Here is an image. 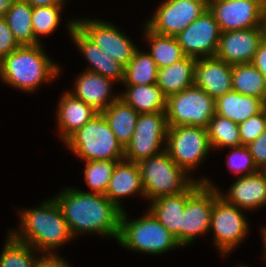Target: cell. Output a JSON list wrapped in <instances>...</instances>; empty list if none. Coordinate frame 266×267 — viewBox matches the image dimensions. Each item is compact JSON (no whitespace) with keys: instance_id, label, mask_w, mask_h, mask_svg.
I'll return each mask as SVG.
<instances>
[{"instance_id":"cell-1","label":"cell","mask_w":266,"mask_h":267,"mask_svg":"<svg viewBox=\"0 0 266 267\" xmlns=\"http://www.w3.org/2000/svg\"><path fill=\"white\" fill-rule=\"evenodd\" d=\"M54 198L74 238L80 234L95 233L117 241L122 211L105 195L67 186Z\"/></svg>"},{"instance_id":"cell-2","label":"cell","mask_w":266,"mask_h":267,"mask_svg":"<svg viewBox=\"0 0 266 267\" xmlns=\"http://www.w3.org/2000/svg\"><path fill=\"white\" fill-rule=\"evenodd\" d=\"M37 206L18 211L21 224L17 230L10 229L9 233L16 240L33 247L40 255H56L57 248L75 238L54 197Z\"/></svg>"},{"instance_id":"cell-3","label":"cell","mask_w":266,"mask_h":267,"mask_svg":"<svg viewBox=\"0 0 266 267\" xmlns=\"http://www.w3.org/2000/svg\"><path fill=\"white\" fill-rule=\"evenodd\" d=\"M42 43L22 45L0 60V80L25 93L59 77L60 65L47 56Z\"/></svg>"},{"instance_id":"cell-4","label":"cell","mask_w":266,"mask_h":267,"mask_svg":"<svg viewBox=\"0 0 266 267\" xmlns=\"http://www.w3.org/2000/svg\"><path fill=\"white\" fill-rule=\"evenodd\" d=\"M146 214V215H145ZM142 217L128 219L126 211L120 216L117 243L136 253L160 255L181 247L175 236L169 232L149 209Z\"/></svg>"},{"instance_id":"cell-5","label":"cell","mask_w":266,"mask_h":267,"mask_svg":"<svg viewBox=\"0 0 266 267\" xmlns=\"http://www.w3.org/2000/svg\"><path fill=\"white\" fill-rule=\"evenodd\" d=\"M64 144L84 161L124 159V148L102 113H98L73 133Z\"/></svg>"},{"instance_id":"cell-6","label":"cell","mask_w":266,"mask_h":267,"mask_svg":"<svg viewBox=\"0 0 266 267\" xmlns=\"http://www.w3.org/2000/svg\"><path fill=\"white\" fill-rule=\"evenodd\" d=\"M142 186L149 202L186 191L196 179L180 168L166 150L138 162Z\"/></svg>"},{"instance_id":"cell-7","label":"cell","mask_w":266,"mask_h":267,"mask_svg":"<svg viewBox=\"0 0 266 267\" xmlns=\"http://www.w3.org/2000/svg\"><path fill=\"white\" fill-rule=\"evenodd\" d=\"M197 181H201L213 188V211L210 232L213 231V245L224 257L228 253L230 254L237 245H240L248 235V231H250L248 218L244 214L245 209L227 203L220 197L218 187L212 183V180L202 177L201 179L197 178Z\"/></svg>"},{"instance_id":"cell-8","label":"cell","mask_w":266,"mask_h":267,"mask_svg":"<svg viewBox=\"0 0 266 267\" xmlns=\"http://www.w3.org/2000/svg\"><path fill=\"white\" fill-rule=\"evenodd\" d=\"M168 127L195 126L206 128L216 114L215 99L195 85L166 98Z\"/></svg>"},{"instance_id":"cell-9","label":"cell","mask_w":266,"mask_h":267,"mask_svg":"<svg viewBox=\"0 0 266 267\" xmlns=\"http://www.w3.org/2000/svg\"><path fill=\"white\" fill-rule=\"evenodd\" d=\"M211 149L206 128L168 127L165 150L171 159L189 175L207 158Z\"/></svg>"},{"instance_id":"cell-10","label":"cell","mask_w":266,"mask_h":267,"mask_svg":"<svg viewBox=\"0 0 266 267\" xmlns=\"http://www.w3.org/2000/svg\"><path fill=\"white\" fill-rule=\"evenodd\" d=\"M167 130L165 112L139 114L133 137L124 148V159L138 163L161 153L166 147Z\"/></svg>"},{"instance_id":"cell-11","label":"cell","mask_w":266,"mask_h":267,"mask_svg":"<svg viewBox=\"0 0 266 267\" xmlns=\"http://www.w3.org/2000/svg\"><path fill=\"white\" fill-rule=\"evenodd\" d=\"M207 9L206 0H163L143 24L155 33L176 36Z\"/></svg>"},{"instance_id":"cell-12","label":"cell","mask_w":266,"mask_h":267,"mask_svg":"<svg viewBox=\"0 0 266 267\" xmlns=\"http://www.w3.org/2000/svg\"><path fill=\"white\" fill-rule=\"evenodd\" d=\"M208 9L221 32L266 27V5L260 0H221Z\"/></svg>"},{"instance_id":"cell-13","label":"cell","mask_w":266,"mask_h":267,"mask_svg":"<svg viewBox=\"0 0 266 267\" xmlns=\"http://www.w3.org/2000/svg\"><path fill=\"white\" fill-rule=\"evenodd\" d=\"M75 25L97 46L107 51L124 67L133 58L138 49L136 44L118 27L110 22L99 19H75Z\"/></svg>"},{"instance_id":"cell-14","label":"cell","mask_w":266,"mask_h":267,"mask_svg":"<svg viewBox=\"0 0 266 267\" xmlns=\"http://www.w3.org/2000/svg\"><path fill=\"white\" fill-rule=\"evenodd\" d=\"M213 211V188L203 183L187 200L181 215L179 244L181 247L193 244L198 236L210 231Z\"/></svg>"},{"instance_id":"cell-15","label":"cell","mask_w":266,"mask_h":267,"mask_svg":"<svg viewBox=\"0 0 266 267\" xmlns=\"http://www.w3.org/2000/svg\"><path fill=\"white\" fill-rule=\"evenodd\" d=\"M220 35L218 23L207 9L175 38L186 56L198 59L216 56Z\"/></svg>"},{"instance_id":"cell-16","label":"cell","mask_w":266,"mask_h":267,"mask_svg":"<svg viewBox=\"0 0 266 267\" xmlns=\"http://www.w3.org/2000/svg\"><path fill=\"white\" fill-rule=\"evenodd\" d=\"M265 36L266 27L221 32L215 57L231 65L251 63Z\"/></svg>"},{"instance_id":"cell-17","label":"cell","mask_w":266,"mask_h":267,"mask_svg":"<svg viewBox=\"0 0 266 267\" xmlns=\"http://www.w3.org/2000/svg\"><path fill=\"white\" fill-rule=\"evenodd\" d=\"M66 27L73 43L88 61L87 71L98 73L118 83L123 82L125 67L90 40L75 25V18L69 20Z\"/></svg>"},{"instance_id":"cell-18","label":"cell","mask_w":266,"mask_h":267,"mask_svg":"<svg viewBox=\"0 0 266 267\" xmlns=\"http://www.w3.org/2000/svg\"><path fill=\"white\" fill-rule=\"evenodd\" d=\"M228 190L225 194L218 189L219 196L227 203L245 209L246 212L266 206V176L264 170L238 177Z\"/></svg>"},{"instance_id":"cell-19","label":"cell","mask_w":266,"mask_h":267,"mask_svg":"<svg viewBox=\"0 0 266 267\" xmlns=\"http://www.w3.org/2000/svg\"><path fill=\"white\" fill-rule=\"evenodd\" d=\"M76 77L75 88L69 92L99 113L120 98V94H113L112 86L116 83L110 78L87 70Z\"/></svg>"},{"instance_id":"cell-20","label":"cell","mask_w":266,"mask_h":267,"mask_svg":"<svg viewBox=\"0 0 266 267\" xmlns=\"http://www.w3.org/2000/svg\"><path fill=\"white\" fill-rule=\"evenodd\" d=\"M194 85L216 100L232 91V65L216 57L198 58Z\"/></svg>"},{"instance_id":"cell-21","label":"cell","mask_w":266,"mask_h":267,"mask_svg":"<svg viewBox=\"0 0 266 267\" xmlns=\"http://www.w3.org/2000/svg\"><path fill=\"white\" fill-rule=\"evenodd\" d=\"M136 194H140L144 200L146 199L138 163L126 159L118 161L105 191V196L123 212L125 209L122 206V198Z\"/></svg>"},{"instance_id":"cell-22","label":"cell","mask_w":266,"mask_h":267,"mask_svg":"<svg viewBox=\"0 0 266 267\" xmlns=\"http://www.w3.org/2000/svg\"><path fill=\"white\" fill-rule=\"evenodd\" d=\"M63 93L57 104L56 120L59 129L58 137L64 143L73 133L82 128L99 112L84 101L76 98L69 91Z\"/></svg>"},{"instance_id":"cell-23","label":"cell","mask_w":266,"mask_h":267,"mask_svg":"<svg viewBox=\"0 0 266 267\" xmlns=\"http://www.w3.org/2000/svg\"><path fill=\"white\" fill-rule=\"evenodd\" d=\"M203 184L195 181L186 191L159 197L150 203L148 209L157 220L171 232L179 242V227H181V215L183 214L188 198Z\"/></svg>"},{"instance_id":"cell-24","label":"cell","mask_w":266,"mask_h":267,"mask_svg":"<svg viewBox=\"0 0 266 267\" xmlns=\"http://www.w3.org/2000/svg\"><path fill=\"white\" fill-rule=\"evenodd\" d=\"M197 59L185 56L179 61L158 69L156 85L167 98L194 85L195 65Z\"/></svg>"},{"instance_id":"cell-25","label":"cell","mask_w":266,"mask_h":267,"mask_svg":"<svg viewBox=\"0 0 266 267\" xmlns=\"http://www.w3.org/2000/svg\"><path fill=\"white\" fill-rule=\"evenodd\" d=\"M215 103L216 114L238 124L260 113L266 107L262 99L242 95L233 90L218 97Z\"/></svg>"},{"instance_id":"cell-26","label":"cell","mask_w":266,"mask_h":267,"mask_svg":"<svg viewBox=\"0 0 266 267\" xmlns=\"http://www.w3.org/2000/svg\"><path fill=\"white\" fill-rule=\"evenodd\" d=\"M120 99L130 105L139 114L165 112L166 97L156 84L125 85Z\"/></svg>"},{"instance_id":"cell-27","label":"cell","mask_w":266,"mask_h":267,"mask_svg":"<svg viewBox=\"0 0 266 267\" xmlns=\"http://www.w3.org/2000/svg\"><path fill=\"white\" fill-rule=\"evenodd\" d=\"M101 113L117 141L125 148L133 137L139 113L120 98Z\"/></svg>"},{"instance_id":"cell-28","label":"cell","mask_w":266,"mask_h":267,"mask_svg":"<svg viewBox=\"0 0 266 267\" xmlns=\"http://www.w3.org/2000/svg\"><path fill=\"white\" fill-rule=\"evenodd\" d=\"M143 39L147 40L150 51L148 53L155 61L157 68L167 67L184 58L182 47L175 36L161 35L151 31L145 24L142 27Z\"/></svg>"},{"instance_id":"cell-29","label":"cell","mask_w":266,"mask_h":267,"mask_svg":"<svg viewBox=\"0 0 266 267\" xmlns=\"http://www.w3.org/2000/svg\"><path fill=\"white\" fill-rule=\"evenodd\" d=\"M232 90L266 103V77L252 63L232 65Z\"/></svg>"},{"instance_id":"cell-30","label":"cell","mask_w":266,"mask_h":267,"mask_svg":"<svg viewBox=\"0 0 266 267\" xmlns=\"http://www.w3.org/2000/svg\"><path fill=\"white\" fill-rule=\"evenodd\" d=\"M33 7L23 1L15 0L5 15V19L17 42L22 45H35L32 28Z\"/></svg>"},{"instance_id":"cell-31","label":"cell","mask_w":266,"mask_h":267,"mask_svg":"<svg viewBox=\"0 0 266 267\" xmlns=\"http://www.w3.org/2000/svg\"><path fill=\"white\" fill-rule=\"evenodd\" d=\"M157 72V65L150 54L147 51L141 52L138 48L133 58L125 66L124 79L121 85L156 84Z\"/></svg>"},{"instance_id":"cell-32","label":"cell","mask_w":266,"mask_h":267,"mask_svg":"<svg viewBox=\"0 0 266 267\" xmlns=\"http://www.w3.org/2000/svg\"><path fill=\"white\" fill-rule=\"evenodd\" d=\"M208 137L212 149L241 146L238 123L215 114L207 127Z\"/></svg>"},{"instance_id":"cell-33","label":"cell","mask_w":266,"mask_h":267,"mask_svg":"<svg viewBox=\"0 0 266 267\" xmlns=\"http://www.w3.org/2000/svg\"><path fill=\"white\" fill-rule=\"evenodd\" d=\"M0 254V267H32L38 251L16 240L9 232ZM34 252V253H33Z\"/></svg>"},{"instance_id":"cell-34","label":"cell","mask_w":266,"mask_h":267,"mask_svg":"<svg viewBox=\"0 0 266 267\" xmlns=\"http://www.w3.org/2000/svg\"><path fill=\"white\" fill-rule=\"evenodd\" d=\"M120 160H94L84 161L85 182L90 188V193L105 195L110 178L117 162Z\"/></svg>"},{"instance_id":"cell-35","label":"cell","mask_w":266,"mask_h":267,"mask_svg":"<svg viewBox=\"0 0 266 267\" xmlns=\"http://www.w3.org/2000/svg\"><path fill=\"white\" fill-rule=\"evenodd\" d=\"M64 5H51L33 8L32 28L35 36V45L41 44V36L51 35L55 32L61 21Z\"/></svg>"},{"instance_id":"cell-36","label":"cell","mask_w":266,"mask_h":267,"mask_svg":"<svg viewBox=\"0 0 266 267\" xmlns=\"http://www.w3.org/2000/svg\"><path fill=\"white\" fill-rule=\"evenodd\" d=\"M226 164L238 177L251 175L259 171L247 146L230 147Z\"/></svg>"},{"instance_id":"cell-37","label":"cell","mask_w":266,"mask_h":267,"mask_svg":"<svg viewBox=\"0 0 266 267\" xmlns=\"http://www.w3.org/2000/svg\"><path fill=\"white\" fill-rule=\"evenodd\" d=\"M239 125L241 143L247 146L266 130V107Z\"/></svg>"},{"instance_id":"cell-38","label":"cell","mask_w":266,"mask_h":267,"mask_svg":"<svg viewBox=\"0 0 266 267\" xmlns=\"http://www.w3.org/2000/svg\"><path fill=\"white\" fill-rule=\"evenodd\" d=\"M20 46L9 28L6 19L0 17V60Z\"/></svg>"},{"instance_id":"cell-39","label":"cell","mask_w":266,"mask_h":267,"mask_svg":"<svg viewBox=\"0 0 266 267\" xmlns=\"http://www.w3.org/2000/svg\"><path fill=\"white\" fill-rule=\"evenodd\" d=\"M247 147L258 169H266V130Z\"/></svg>"},{"instance_id":"cell-40","label":"cell","mask_w":266,"mask_h":267,"mask_svg":"<svg viewBox=\"0 0 266 267\" xmlns=\"http://www.w3.org/2000/svg\"><path fill=\"white\" fill-rule=\"evenodd\" d=\"M32 267H71L60 255H41Z\"/></svg>"},{"instance_id":"cell-41","label":"cell","mask_w":266,"mask_h":267,"mask_svg":"<svg viewBox=\"0 0 266 267\" xmlns=\"http://www.w3.org/2000/svg\"><path fill=\"white\" fill-rule=\"evenodd\" d=\"M251 63L266 77V36L260 42Z\"/></svg>"},{"instance_id":"cell-42","label":"cell","mask_w":266,"mask_h":267,"mask_svg":"<svg viewBox=\"0 0 266 267\" xmlns=\"http://www.w3.org/2000/svg\"><path fill=\"white\" fill-rule=\"evenodd\" d=\"M29 3L33 8L35 7H45L51 5H64L67 0H23Z\"/></svg>"},{"instance_id":"cell-43","label":"cell","mask_w":266,"mask_h":267,"mask_svg":"<svg viewBox=\"0 0 266 267\" xmlns=\"http://www.w3.org/2000/svg\"><path fill=\"white\" fill-rule=\"evenodd\" d=\"M15 0H0V17H5L7 11Z\"/></svg>"},{"instance_id":"cell-44","label":"cell","mask_w":266,"mask_h":267,"mask_svg":"<svg viewBox=\"0 0 266 267\" xmlns=\"http://www.w3.org/2000/svg\"><path fill=\"white\" fill-rule=\"evenodd\" d=\"M262 231V239H263V245H264V254H263V257H265V259H266V226H263L262 227V229H261Z\"/></svg>"},{"instance_id":"cell-45","label":"cell","mask_w":266,"mask_h":267,"mask_svg":"<svg viewBox=\"0 0 266 267\" xmlns=\"http://www.w3.org/2000/svg\"><path fill=\"white\" fill-rule=\"evenodd\" d=\"M217 1H221V0H206V2H207L208 5L211 4V3H213V2H217Z\"/></svg>"},{"instance_id":"cell-46","label":"cell","mask_w":266,"mask_h":267,"mask_svg":"<svg viewBox=\"0 0 266 267\" xmlns=\"http://www.w3.org/2000/svg\"><path fill=\"white\" fill-rule=\"evenodd\" d=\"M261 2H263L266 5V0H260Z\"/></svg>"},{"instance_id":"cell-47","label":"cell","mask_w":266,"mask_h":267,"mask_svg":"<svg viewBox=\"0 0 266 267\" xmlns=\"http://www.w3.org/2000/svg\"><path fill=\"white\" fill-rule=\"evenodd\" d=\"M238 267H249V266H245V265H244V266H243V265H240V266H239V265H238Z\"/></svg>"}]
</instances>
